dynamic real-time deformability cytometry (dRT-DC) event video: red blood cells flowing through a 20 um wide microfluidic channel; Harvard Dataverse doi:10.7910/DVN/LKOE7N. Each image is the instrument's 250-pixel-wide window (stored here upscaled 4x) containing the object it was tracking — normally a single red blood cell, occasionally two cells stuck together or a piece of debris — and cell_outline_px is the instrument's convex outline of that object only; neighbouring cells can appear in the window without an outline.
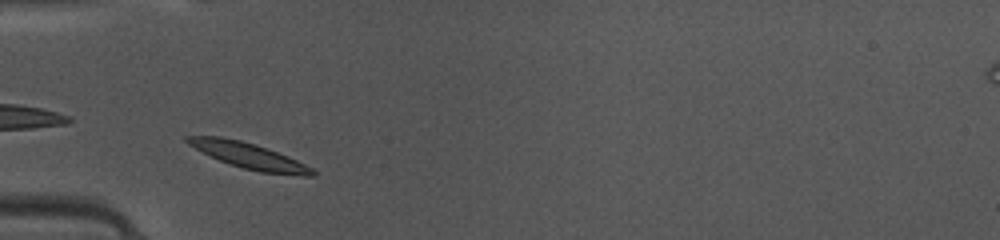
{"species": "common noctule bat (a hibernating species)", "species_latin": "Nyctalus noctula", "temperature_condition": "warm", "stored_images_in_passage": 34, "camera_frame_rate_fps": 3000, "um_per_image_px": 0.085, "animal": {"sex": "female", "body_mass_g": 10.0, "forearm_length_mm": 53.1}, "frame": {"image": 1, "passage_image": 1, "time_ms": 0.0, "image_size_px": [1000, 240], "cell_outline_px": [[316, 176], [304, 176], [260, 172], [244, 168], [220, 160], [188, 144], [184, 140], [184, 136], [220, 136], [240, 140], [256, 144], [296, 160], [312, 168], [316, 172]], "centroid_in_image_um": [21.17, 13.23], "position_along_channel_um": 63.8, "area_um2": 18.38}}
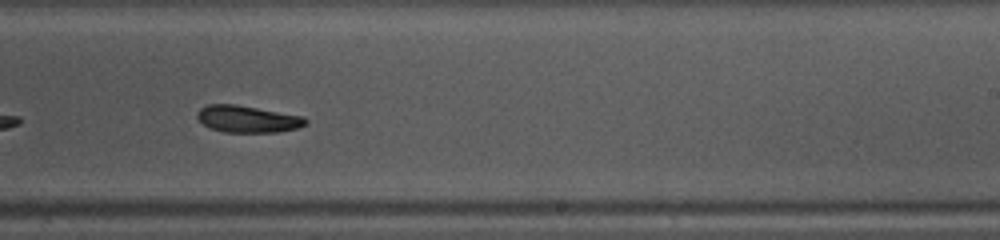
{"frame": {"image": 2, "passage_image": 16, "time_ms": 5.0, "image_size_px": [1000, 240], "cell_outline_px": [[308, 124], [300, 128], [276, 132], [224, 132], [212, 128], [204, 124], [196, 116], [196, 112], [200, 108], [208, 104], [236, 104], [304, 116], [308, 120]], "centroid_in_image_um": [21.09, 10.11], "position_along_channel_um": 267.9, "area_um2": 17.11}}
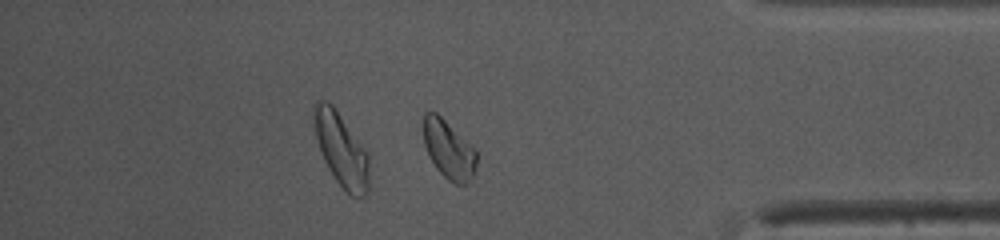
{"frame": {"image": 3, "passage_image": 27, "time_ms": 8.667, "image_size_px": [1000, 240], "cell_outline_px": [[476, 168], [472, 176], [464, 184], [456, 184], [448, 180], [436, 168], [428, 156], [424, 144], [424, 112], [436, 112], [476, 152]], "centroid_in_image_um": [38.1, 12.74], "position_along_channel_um": 397.1, "area_um2": 17.46}, "authors_computed_cell_mechanics": {"area_um2": 17.8313, "velocity_mm_per_s": 4.1156, "shape_relaxation_time_tau1_ms": 1.9663, "shape_relaxation_time_tau2_ms": 6.7384, "deformation_change_tau1": 0.0976, "deformation_change_tau2": 0.1268}}